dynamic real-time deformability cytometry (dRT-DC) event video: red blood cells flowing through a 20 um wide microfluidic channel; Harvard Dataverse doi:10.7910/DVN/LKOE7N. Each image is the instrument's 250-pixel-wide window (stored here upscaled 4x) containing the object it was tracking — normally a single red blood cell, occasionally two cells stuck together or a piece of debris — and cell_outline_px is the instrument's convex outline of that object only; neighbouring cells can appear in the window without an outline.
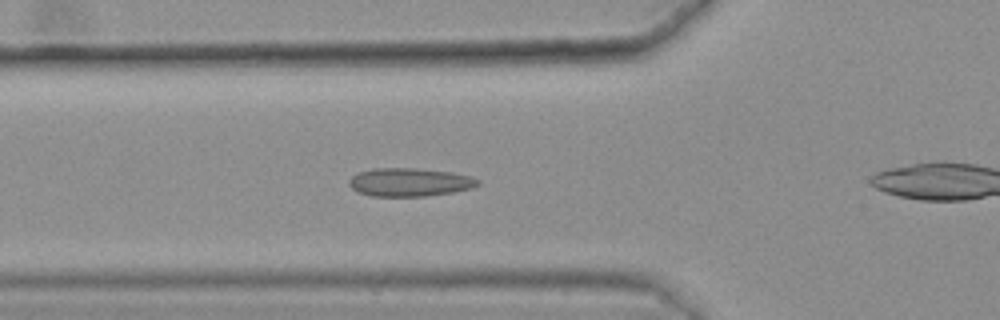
{"species": "common noctule bat (a hibernating species)", "species_latin": "Nyctalus noctula", "temperature_condition": "warm", "stored_images_in_passage": 45, "camera_frame_rate_fps": 3000, "um_per_image_px": 0.085, "animal": {"sex": "female", "body_mass_g": 25.1}, "frame": {"image": 1, "passage_image": 20, "time_ms": 6.333, "image_size_px": [1000, 320], "cell_outline_px": [[480, 184], [472, 188], [452, 192], [424, 196], [372, 196], [360, 192], [352, 188], [348, 184], [348, 180], [356, 172], [372, 168], [416, 168], [452, 172], [468, 176], [480, 180]], "centroid_in_image_um": [34.79, 15.47], "position_along_channel_um": 91.0, "area_um2": 21.27}}
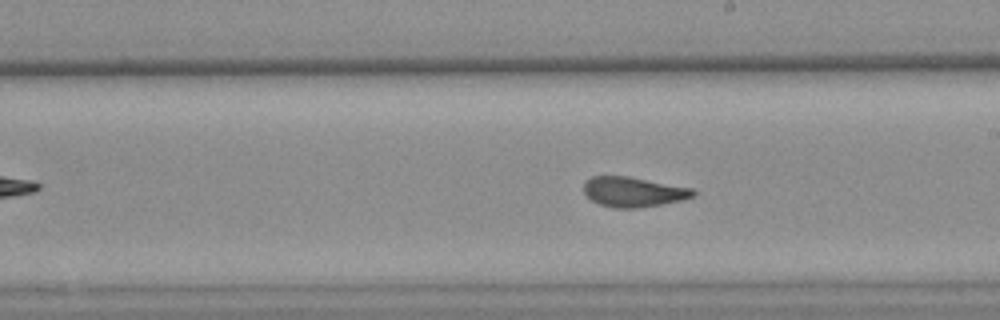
{"frame": {"image": 2, "passage_image": 32, "time_ms": 10.333, "image_size_px": [1000, 320], "cell_outline_px": [[696, 196], [684, 200], [636, 208], [612, 208], [600, 204], [592, 200], [584, 192], [584, 180], [592, 176], [628, 176], [692, 188], [696, 192]], "centroid_in_image_um": [53.84, 16.31], "position_along_channel_um": 235.2, "area_um2": 19.13}}
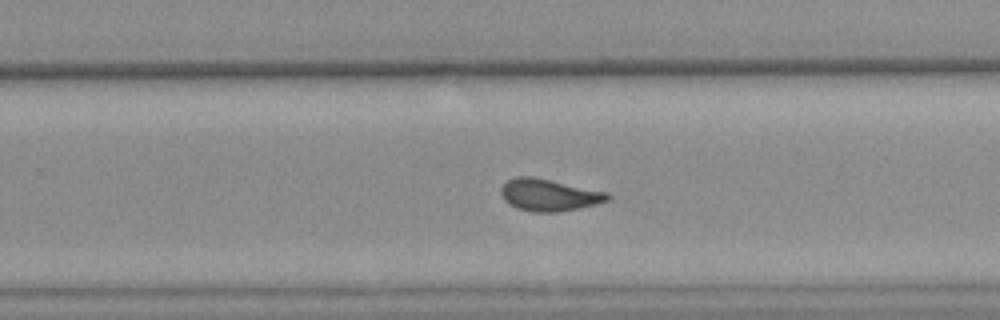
{"frame": {"image": 3, "passage_image": 36, "time_ms": 11.667, "image_size_px": [1000, 320], "cell_outline_px": [[612, 196], [608, 200], [596, 204], [580, 208], [556, 212], [532, 212], [516, 208], [508, 204], [504, 200], [500, 192], [500, 188], [508, 180], [516, 176], [532, 176], [608, 192]], "centroid_in_image_um": [46.65, 16.57], "position_along_channel_um": 283.1, "area_um2": 20.0}, "authors_computed_cell_mechanics": {"area_um2": 19.941, "velocity_mm_per_s": 3.6028, "shape_relaxation_time_tau1_ms": null, "shape_relaxation_time_tau2_ms": 1.4521, "deformation_change_tau1": null, "deformation_change_tau2": 0.0664}}